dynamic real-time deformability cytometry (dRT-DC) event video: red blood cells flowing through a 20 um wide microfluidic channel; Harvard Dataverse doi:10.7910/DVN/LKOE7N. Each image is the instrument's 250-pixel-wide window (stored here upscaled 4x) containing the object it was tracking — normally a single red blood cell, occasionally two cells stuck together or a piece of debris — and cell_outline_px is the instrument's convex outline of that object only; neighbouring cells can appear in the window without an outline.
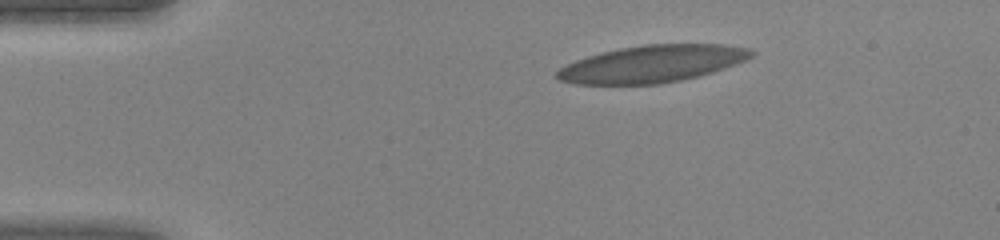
{"species": "human", "species_latin": "Homo sapiens", "temperature_condition": "warm", "stored_images_in_passage": 40, "camera_frame_rate_fps": 3000, "um_per_image_px": 0.085, "donor": {"sex": "female"}, "frame": {"image": 1, "passage_image": 1, "time_ms": 0.0, "image_size_px": [1000, 240], "cell_outline_px": [[756, 52], [752, 56], [744, 60], [712, 72], [680, 80], [660, 84], [580, 84], [560, 80], [556, 76], [556, 72], [560, 68], [576, 60], [588, 56], [604, 52], [624, 48], [648, 44], [720, 44], [748, 48]], "centroid_in_image_um": [55.44, 5.43], "position_along_channel_um": 29.6, "area_um2": 41.27}}
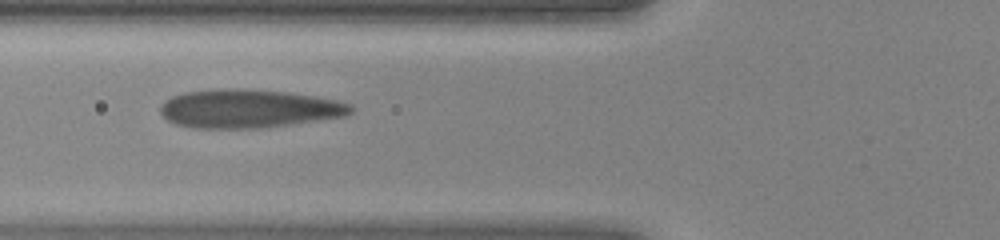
{"frame": {"image": 2, "passage_image": 11, "time_ms": 3.333, "image_size_px": [1000, 240], "cell_outline_px": [[352, 112], [348, 116], [264, 128], [192, 128], [176, 124], [168, 120], [160, 112], [160, 104], [164, 100], [172, 96], [188, 92], [288, 92], [316, 96], [336, 100], [352, 104]], "centroid_in_image_um": [21.21, 9.3], "position_along_channel_um": 104.6, "area_um2": 41.33}}
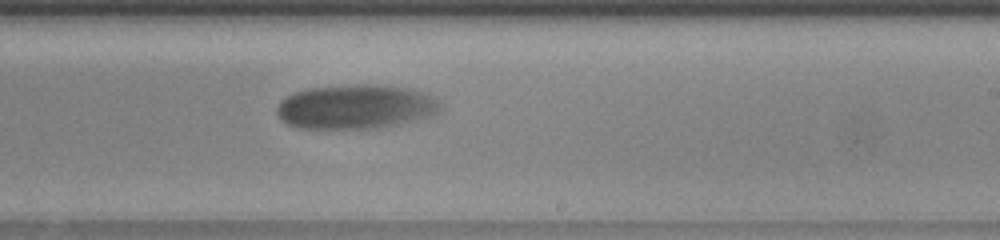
{"frame": {"image": 3, "passage_image": 22, "time_ms": 7.0, "image_size_px": [1000, 240], "cell_outline_px": [[440, 112], [436, 116], [400, 124], [380, 128], [300, 128], [288, 124], [280, 120], [276, 112], [276, 108], [280, 100], [296, 92], [312, 88], [352, 84], [364, 84], [412, 88], [432, 96], [440, 104]], "centroid_in_image_um": [30.27, 9.08], "position_along_channel_um": 258.7, "area_um2": 42.48}}